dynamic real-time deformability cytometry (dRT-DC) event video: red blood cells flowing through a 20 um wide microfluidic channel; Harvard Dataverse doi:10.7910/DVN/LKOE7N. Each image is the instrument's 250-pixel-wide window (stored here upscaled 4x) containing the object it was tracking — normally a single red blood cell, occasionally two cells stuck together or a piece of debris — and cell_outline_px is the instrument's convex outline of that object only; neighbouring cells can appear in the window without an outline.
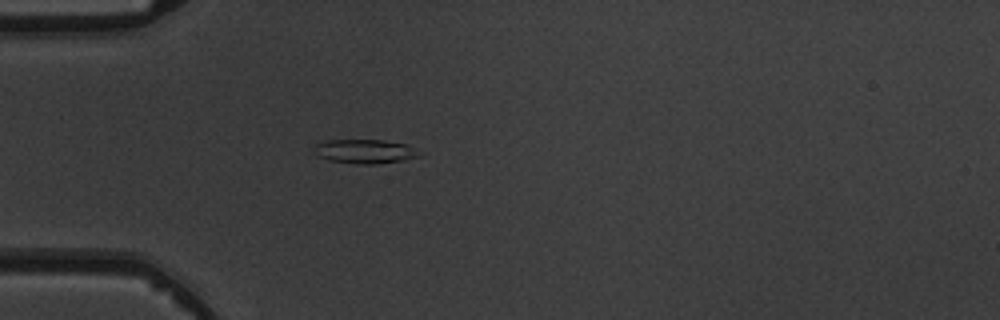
{"species": "common noctule bat (a hibernating species)", "species_latin": "Nyctalus noctula", "temperature_condition": "warm", "stored_images_in_passage": 3, "camera_frame_rate_fps": 3000, "um_per_image_px": 0.085, "animal": {"sex": "male", "body_mass_g": 19.5, "forearm_length_mm": 54.6}, "frame": {"image": 1, "passage_image": 3, "time_ms": 2.333, "image_size_px": [1000, 320], "cell_outline_px": [[420, 156], [404, 160], [376, 164], [356, 164], [328, 160], [316, 156], [316, 144], [328, 140], [384, 140], [408, 144], [416, 148]], "centroid_in_image_um": [31.05, 12.87], "position_along_channel_um": 54.0, "area_um2": 14.8}}